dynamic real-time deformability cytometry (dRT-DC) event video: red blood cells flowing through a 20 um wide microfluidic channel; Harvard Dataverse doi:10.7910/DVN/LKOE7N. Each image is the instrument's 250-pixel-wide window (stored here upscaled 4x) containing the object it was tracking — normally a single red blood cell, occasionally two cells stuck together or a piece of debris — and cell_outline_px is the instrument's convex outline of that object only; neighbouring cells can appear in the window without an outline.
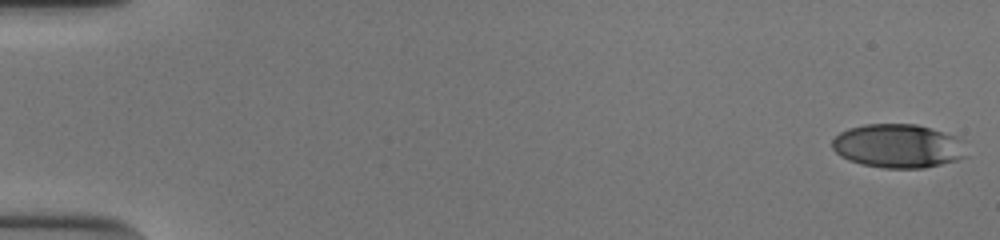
{"species": "human", "species_latin": "Homo sapiens", "temperature_condition": "cold", "stored_images_in_passage": 54, "camera_frame_rate_fps": 3000, "um_per_image_px": 0.085, "donor": {"sex": "male"}, "frame": {"image": 1, "passage_image": 1, "time_ms": 0.0, "image_size_px": [1000, 240], "cell_outline_px": [[968, 156], [956, 160], [924, 168], [884, 168], [860, 164], [848, 160], [840, 156], [832, 148], [832, 140], [840, 132], [848, 128], [864, 124], [916, 124], [956, 136], [964, 140]], "centroid_in_image_um": [76.35, 12.41], "position_along_channel_um": 8.7, "area_um2": 34.56}}
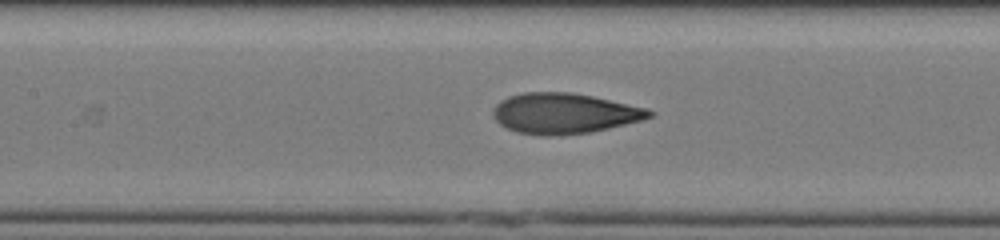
{"frame": {"image": 2, "passage_image": 26, "time_ms": 8.333, "image_size_px": [1000, 240], "cell_outline_px": [[656, 112], [652, 116], [640, 120], [592, 132], [560, 136], [540, 136], [516, 132], [500, 124], [496, 120], [492, 112], [496, 104], [500, 100], [508, 96], [524, 92], [572, 92], [592, 96], [648, 108]], "centroid_in_image_um": [47.94, 9.64], "position_along_channel_um": 159.5, "area_um2": 37.05}}
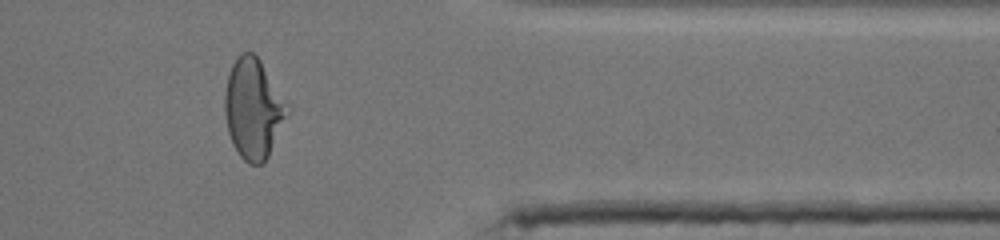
{"frame": {"image": 3, "passage_image": 45, "time_ms": 14.667, "image_size_px": [1000, 240], "cell_outline_px": [[292, 108], [264, 164], [248, 164], [240, 156], [232, 144], [228, 132], [224, 112], [224, 92], [228, 72], [232, 64], [240, 52], [252, 52], [260, 60]], "centroid_in_image_um": [21.54, 9.24], "position_along_channel_um": 389.9, "area_um2": 37.05}, "authors_computed_cell_mechanics": {"area_um2": 35.8071, "velocity_mm_per_s": 3.8731, "shape_relaxation_time_tau1_ms": 4.5779, "shape_relaxation_time_tau2_ms": 0.835, "deformation_change_tau1": 0.2191, "deformation_change_tau2": 0.0692}}